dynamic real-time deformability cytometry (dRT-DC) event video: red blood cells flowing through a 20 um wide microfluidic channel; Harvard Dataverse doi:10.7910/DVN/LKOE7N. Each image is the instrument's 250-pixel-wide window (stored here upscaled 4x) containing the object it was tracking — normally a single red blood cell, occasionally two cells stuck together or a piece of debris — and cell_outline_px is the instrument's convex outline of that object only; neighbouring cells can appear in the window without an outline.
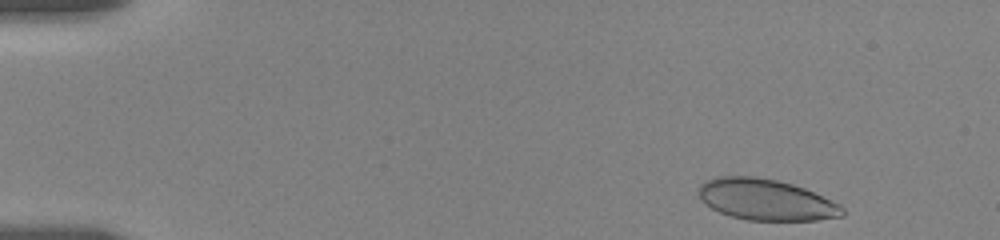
{"species": "human", "species_latin": "Homo sapiens", "temperature_condition": "room temperature", "stored_images_in_passage": 34, "camera_frame_rate_fps": 3000, "um_per_image_px": 0.085, "donor": {"sex": "female"}, "frame": {"image": 1, "passage_image": 2, "time_ms": 0.333, "image_size_px": [1000, 240], "cell_outline_px": [[844, 216], [816, 220], [748, 220], [732, 216], [720, 212], [712, 208], [700, 200], [696, 192], [700, 184], [704, 180], [716, 176], [756, 176], [776, 180], [792, 184], [804, 188], [840, 204], [844, 208]], "centroid_in_image_um": [65.06, 16.96], "position_along_channel_um": 19.9, "area_um2": 34.62}}
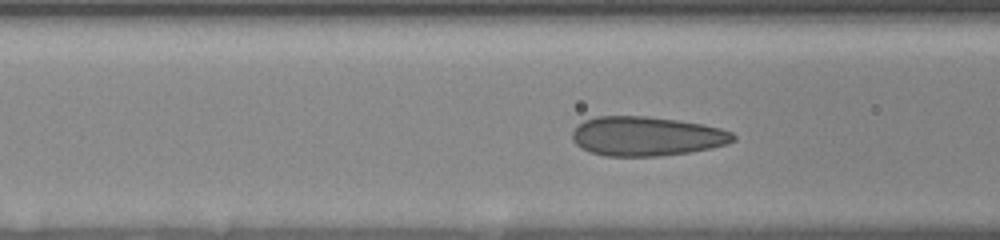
{"frame": {"image": 2, "passage_image": 23, "time_ms": 6.0, "image_size_px": [1000, 240], "cell_outline_px": [[736, 140], [728, 144], [712, 148], [688, 152], [660, 156], [604, 156], [588, 152], [580, 148], [572, 140], [572, 132], [584, 120], [596, 116], [648, 116], [704, 124], [720, 128], [732, 132], [736, 136]], "centroid_in_image_um": [54.96, 11.58], "position_along_channel_um": 111.6, "area_um2": 37.17}}
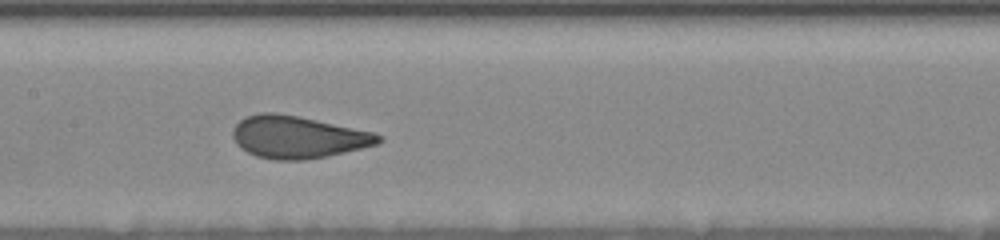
{"frame": {"image": 3, "passage_image": 33, "time_ms": 8.0, "image_size_px": [1000, 240], "cell_outline_px": [[384, 140], [380, 144], [328, 156], [304, 160], [272, 160], [256, 156], [240, 148], [236, 144], [232, 136], [232, 128], [244, 116], [260, 112], [272, 112], [296, 116], [372, 132], [380, 136]], "centroid_in_image_um": [25.27, 11.66], "position_along_channel_um": 182.1, "area_um2": 35.89}}